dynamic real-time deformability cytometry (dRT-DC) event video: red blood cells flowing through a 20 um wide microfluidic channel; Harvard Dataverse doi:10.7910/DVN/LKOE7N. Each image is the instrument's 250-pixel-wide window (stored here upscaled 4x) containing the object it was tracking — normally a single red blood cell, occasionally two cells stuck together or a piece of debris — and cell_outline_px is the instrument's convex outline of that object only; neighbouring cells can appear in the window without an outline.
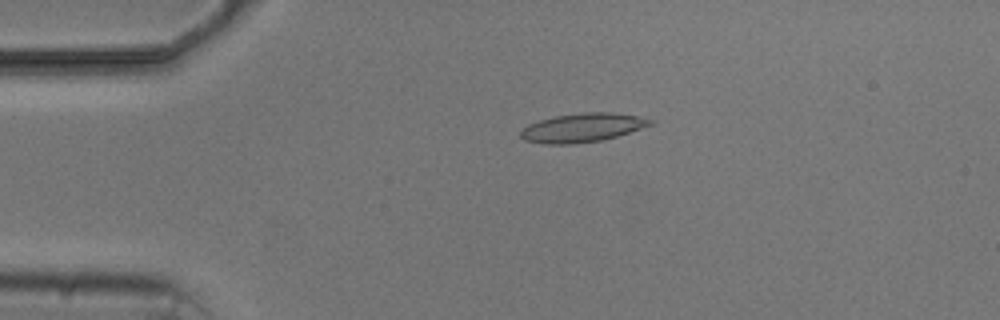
{"species": "common noctule bat (a hibernating species)", "species_latin": "Nyctalus noctula", "temperature_condition": "cold", "stored_images_in_passage": 4, "camera_frame_rate_fps": 3000, "um_per_image_px": 0.085, "animal": {"sex": "male", "body_mass_g": 20.5, "forearm_length_mm": 52.5}, "frame": {"image": 1, "passage_image": 3, "time_ms": 2.667, "image_size_px": [1000, 320], "cell_outline_px": [[656, 120], [652, 124], [616, 136], [600, 140], [572, 144], [544, 144], [524, 140], [520, 136], [520, 132], [528, 124], [540, 120], [556, 116], [584, 112], [612, 112], [636, 116]], "centroid_in_image_um": [49.48, 10.85], "position_along_channel_um": 35.5, "area_um2": 21.5}}